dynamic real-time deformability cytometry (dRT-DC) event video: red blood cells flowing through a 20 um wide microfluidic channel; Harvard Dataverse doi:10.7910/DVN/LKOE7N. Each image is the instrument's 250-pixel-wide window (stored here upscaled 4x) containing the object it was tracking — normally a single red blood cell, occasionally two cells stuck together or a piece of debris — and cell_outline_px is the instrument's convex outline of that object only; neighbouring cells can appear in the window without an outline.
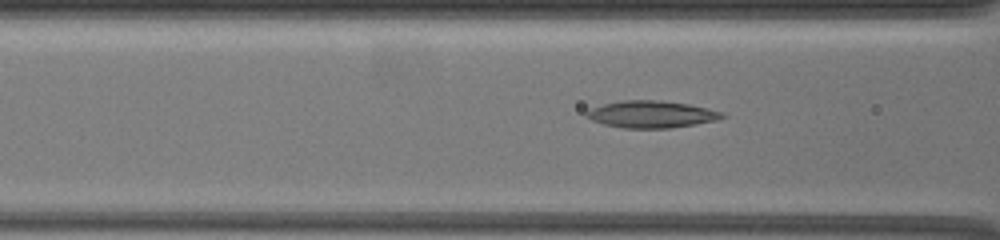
{"species": "common noctule bat (a hibernating species)", "species_latin": "Nyctalus noctula", "temperature_condition": "warm", "stored_images_in_passage": 51, "camera_frame_rate_fps": 3000, "um_per_image_px": 0.085, "animal": {"sex": "female", "body_mass_g": 19.5, "forearm_length_mm": 54.1}, "frame": {"image": 1, "passage_image": 18, "time_ms": 8.667, "image_size_px": [1000, 240], "cell_outline_px": [[728, 116], [716, 120], [696, 124], [668, 128], [624, 128], [604, 124], [592, 120], [584, 116], [584, 112], [592, 108], [604, 104], [624, 100], [652, 100], [688, 104], [724, 112]], "centroid_in_image_um": [55.37, 9.72], "position_along_channel_um": 111.2, "area_um2": 21.21}}
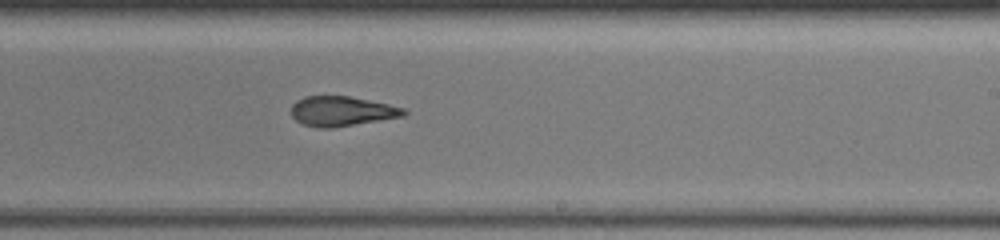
{"frame": {"image": 2, "passage_image": 30, "time_ms": 13.0, "image_size_px": [1000, 240], "cell_outline_px": [[408, 112], [404, 116], [332, 128], [316, 128], [304, 124], [296, 120], [292, 116], [292, 104], [296, 100], [304, 96], [348, 96], [388, 104], [404, 108]], "centroid_in_image_um": [29.03, 9.45], "position_along_channel_um": 260.0, "area_um2": 19.48}}
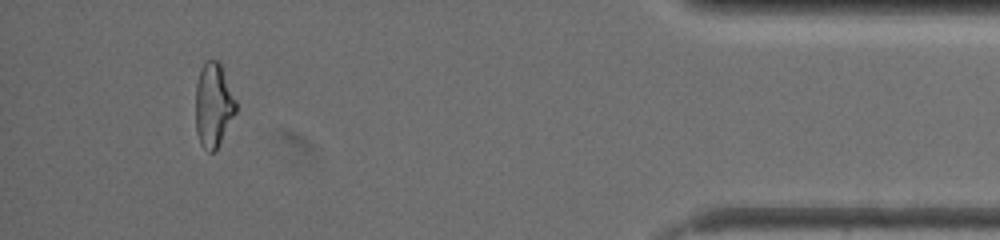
{"frame": {"image": 3, "passage_image": 47, "time_ms": 19.0, "image_size_px": [1000, 240], "cell_outline_px": [[236, 112], [216, 152], [208, 152], [200, 144], [196, 132], [196, 84], [200, 68], [204, 60], [216, 60], [220, 64], [236, 100]], "centroid_in_image_um": [18.13, 8.96], "position_along_channel_um": 417.1, "area_um2": 19.88}, "authors_computed_cell_mechanics": {"area_um2": 20.4034, "velocity_mm_per_s": 3.434, "shape_relaxation_time_tau1_ms": null, "shape_relaxation_time_tau2_ms": 2.3671, "deformation_change_tau1": null, "deformation_change_tau2": 0.0927}}